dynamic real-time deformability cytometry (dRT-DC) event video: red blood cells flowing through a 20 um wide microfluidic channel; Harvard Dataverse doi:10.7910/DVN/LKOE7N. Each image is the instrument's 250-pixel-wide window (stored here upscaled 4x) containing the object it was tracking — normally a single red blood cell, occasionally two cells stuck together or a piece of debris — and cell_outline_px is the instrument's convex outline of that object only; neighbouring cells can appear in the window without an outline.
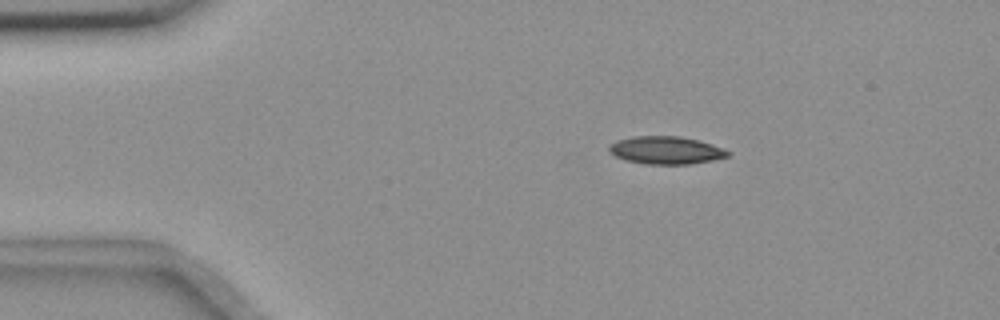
{"species": "common noctule bat (a hibernating species)", "species_latin": "Nyctalus noctula", "temperature_condition": "room temperature", "stored_images_in_passage": 47, "camera_frame_rate_fps": 3000, "um_per_image_px": 0.085, "animal": {"sex": "female", "body_mass_g": 18.4}, "frame": {"image": 1, "passage_image": 1, "time_ms": 0.0, "image_size_px": [1000, 320], "cell_outline_px": [[728, 156], [712, 160], [688, 164], [644, 164], [628, 160], [616, 156], [608, 152], [608, 148], [616, 140], [632, 136], [680, 136], [712, 144], [724, 148], [728, 152]], "centroid_in_image_um": [56.58, 12.76], "position_along_channel_um": 28.4, "area_um2": 19.02}}
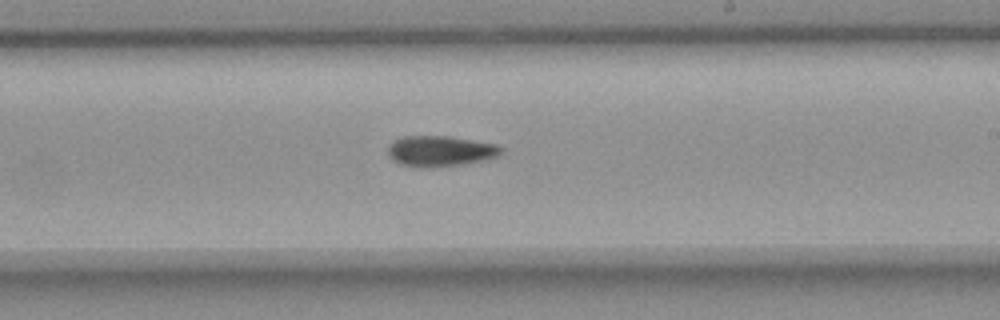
{"frame": {"image": 2, "passage_image": 24, "time_ms": 7.667, "image_size_px": [1000, 320], "cell_outline_px": [[504, 152], [496, 156], [484, 160], [468, 164], [428, 168], [416, 168], [400, 164], [392, 160], [388, 156], [388, 144], [392, 140], [404, 136], [448, 136], [496, 144], [504, 148]], "centroid_in_image_um": [37.39, 12.86], "position_along_channel_um": 251.6, "area_um2": 20.69}}
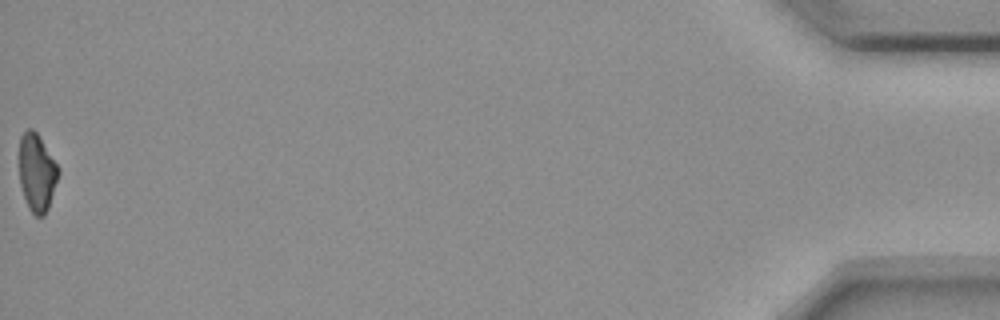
{"frame": {"image": 3, "passage_image": 47, "time_ms": 15.333, "image_size_px": [1000, 320], "cell_outline_px": [[60, 172], [48, 208], [44, 216], [36, 216], [28, 208], [20, 184], [20, 136], [28, 128], [32, 128], [40, 136], [60, 168]], "centroid_in_image_um": [3.15, 14.65], "position_along_channel_um": 432.0, "area_um2": 17.74}, "authors_computed_cell_mechanics": {"area_um2": 19.5942, "velocity_mm_per_s": 3.6619, "shape_relaxation_time_tau1_ms": 7.1675, "shape_relaxation_time_tau2_ms": null, "deformation_change_tau1": 0.1759, "deformation_change_tau2": null}}